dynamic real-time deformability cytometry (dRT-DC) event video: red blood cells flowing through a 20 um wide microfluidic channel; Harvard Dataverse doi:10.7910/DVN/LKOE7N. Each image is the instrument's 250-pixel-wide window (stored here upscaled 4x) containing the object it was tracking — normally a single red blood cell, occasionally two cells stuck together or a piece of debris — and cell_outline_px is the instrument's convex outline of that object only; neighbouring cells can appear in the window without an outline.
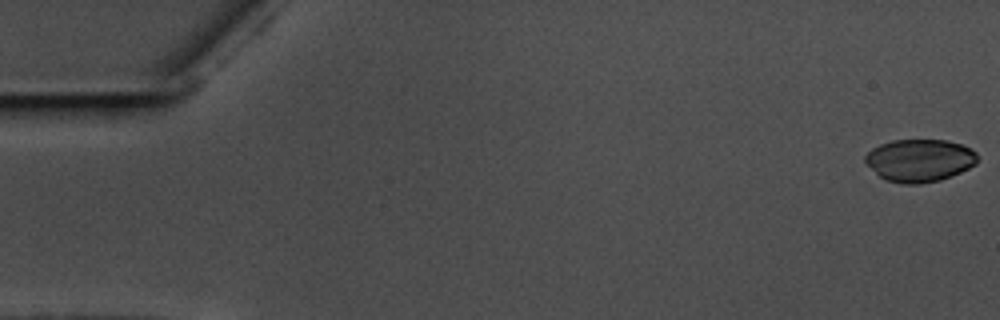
{"species": "common noctule bat (a hibernating species)", "species_latin": "Nyctalus noctula", "temperature_condition": "warm", "stored_images_in_passage": 58, "camera_frame_rate_fps": 3000, "um_per_image_px": 0.085, "animal": {"sex": "male", "body_mass_g": 17.5, "forearm_length_mm": 52.3}, "frame": {"image": 1, "passage_image": 1, "time_ms": 0.0, "image_size_px": [1000, 320], "cell_outline_px": [[976, 164], [960, 172], [940, 180], [920, 184], [904, 184], [884, 180], [864, 160], [864, 156], [872, 148], [880, 144], [892, 140], [948, 140], [960, 144], [976, 152]], "centroid_in_image_um": [78.14, 13.63], "position_along_channel_um": 6.9, "area_um2": 27.69}}
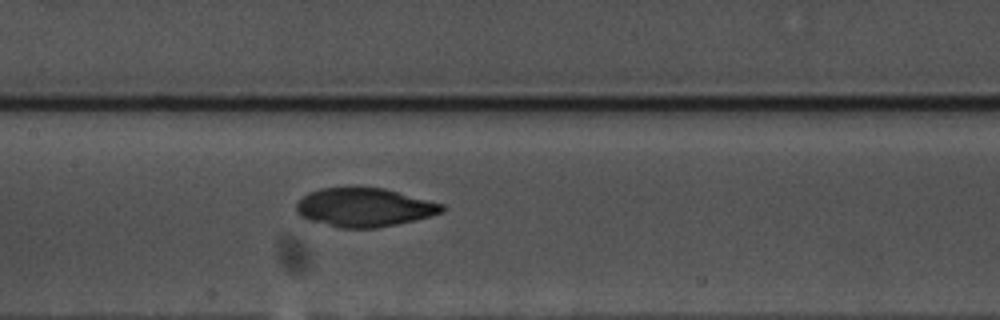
{"frame": {"image": 2, "passage_image": 28, "time_ms": 9.0, "image_size_px": [1000, 320], "cell_outline_px": [[444, 212], [416, 220], [376, 228], [340, 228], [308, 220], [300, 216], [296, 212], [296, 204], [308, 192], [320, 188], [356, 184], [384, 188], [444, 204]], "centroid_in_image_um": [30.93, 17.59], "position_along_channel_um": 176.5, "area_um2": 33.7}}
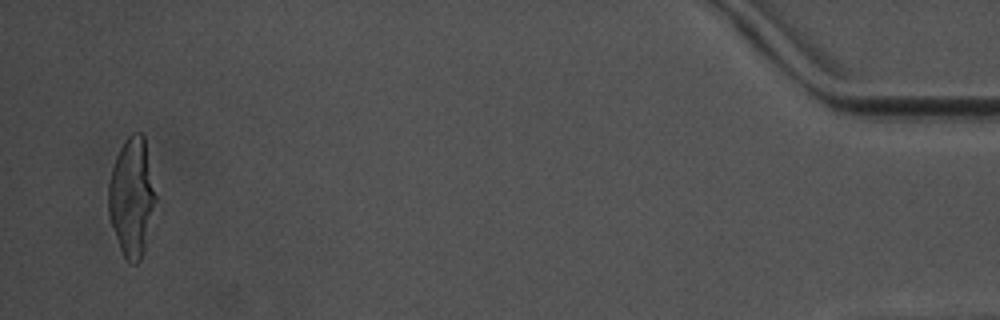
{"frame": {"image": 3, "passage_image": 56, "time_ms": 18.333, "image_size_px": [1000, 320], "cell_outline_px": [[156, 200], [144, 252], [140, 260], [136, 264], [132, 264], [124, 256], [120, 248], [108, 212], [108, 184], [112, 168], [116, 156], [124, 140], [128, 136], [136, 132], [140, 132], [144, 136], [156, 196]], "centroid_in_image_um": [11.2, 16.75], "position_along_channel_um": 424.0, "area_um2": 32.31}}